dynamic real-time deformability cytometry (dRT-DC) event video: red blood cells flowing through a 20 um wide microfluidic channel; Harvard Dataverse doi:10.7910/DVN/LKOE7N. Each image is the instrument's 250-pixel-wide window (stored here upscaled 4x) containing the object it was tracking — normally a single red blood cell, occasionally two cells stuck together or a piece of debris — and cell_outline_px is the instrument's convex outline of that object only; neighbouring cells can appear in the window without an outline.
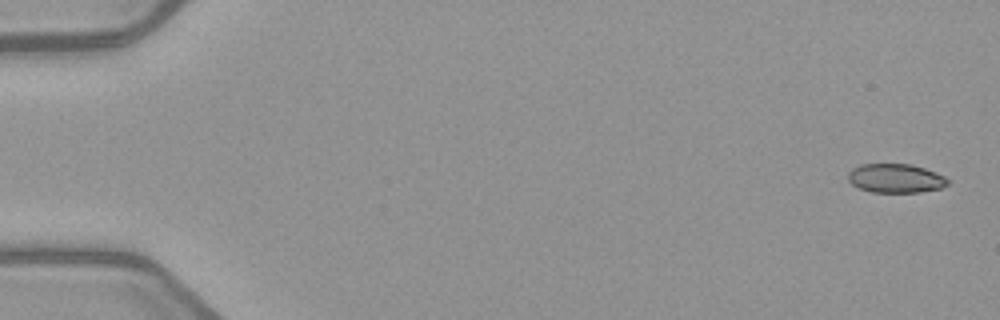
{"species": "common noctule bat (a hibernating species)", "species_latin": "Nyctalus noctula", "temperature_condition": "warm", "stored_images_in_passage": 7, "camera_frame_rate_fps": 3000, "um_per_image_px": 0.085, "animal": {"sex": "female", "body_mass_g": 21.9}, "frame": {"image": 1, "passage_image": 1, "time_ms": 0.0, "image_size_px": [1000, 320], "cell_outline_px": [[952, 180], [948, 184], [940, 188], [920, 192], [872, 192], [860, 188], [852, 184], [848, 180], [848, 172], [852, 168], [860, 164], [912, 164], [936, 172]], "centroid_in_image_um": [76.14, 15.15], "position_along_channel_um": 8.9, "area_um2": 16.94}}
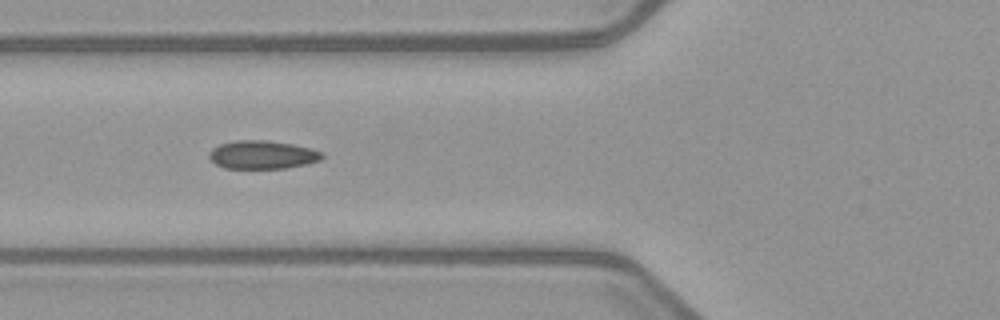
{"frame": {"image": 2, "passage_image": 6, "time_ms": 6.333, "image_size_px": [1000, 320], "cell_outline_px": [[324, 156], [320, 160], [304, 164], [284, 168], [224, 168], [216, 164], [208, 156], [208, 152], [212, 148], [220, 144], [236, 140], [268, 140], [292, 144], [312, 148], [324, 152]], "centroid_in_image_um": [22.3, 13.14], "position_along_channel_um": 103.5, "area_um2": 18.67}}
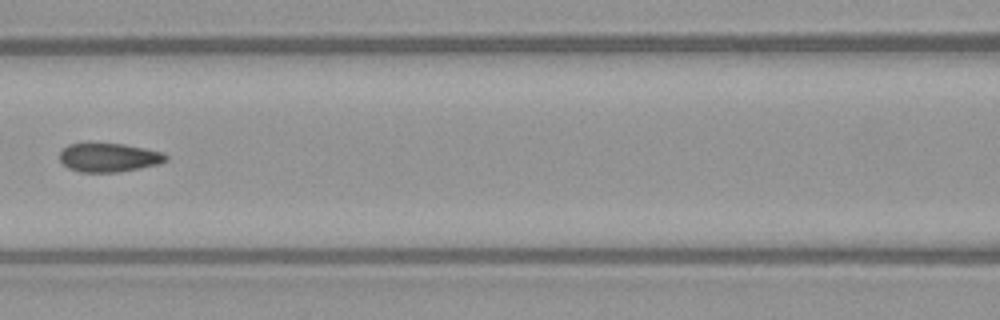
{"frame": {"image": 3, "passage_image": 7, "time_ms": 7.667, "image_size_px": [1000, 320], "cell_outline_px": [[168, 160], [160, 164], [140, 168], [116, 172], [80, 172], [68, 168], [60, 160], [60, 152], [68, 144], [124, 144], [164, 152], [168, 156]], "centroid_in_image_um": [9.3, 13.39], "position_along_channel_um": 157.3, "area_um2": 17.74}}